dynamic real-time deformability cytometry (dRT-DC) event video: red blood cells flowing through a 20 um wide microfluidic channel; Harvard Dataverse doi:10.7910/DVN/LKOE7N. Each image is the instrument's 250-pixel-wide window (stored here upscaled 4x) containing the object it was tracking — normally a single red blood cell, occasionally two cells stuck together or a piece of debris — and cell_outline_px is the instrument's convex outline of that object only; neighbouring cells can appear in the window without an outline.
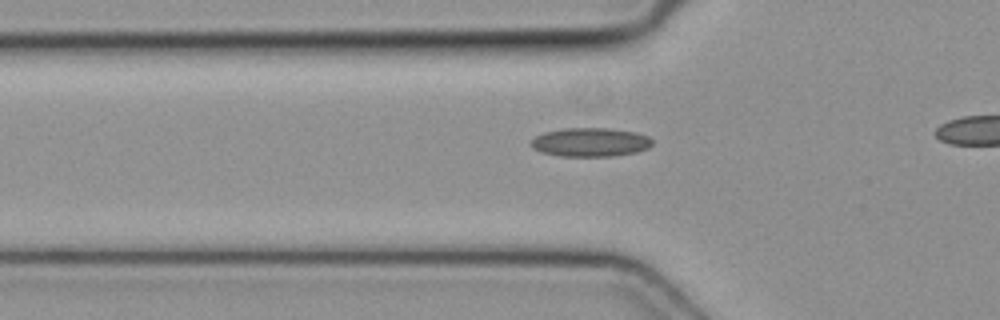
{"species": "common noctule bat (a hibernating species)", "species_latin": "Nyctalus noctula", "temperature_condition": "cold", "stored_images_in_passage": 23, "camera_frame_rate_fps": 3000, "um_per_image_px": 0.085, "animal": {"sex": "female", "body_mass_g": 19.3, "forearm_length_mm": 54.1}, "frame": {"image": 1, "passage_image": 6, "time_ms": 1.667, "image_size_px": [1000, 320], "cell_outline_px": [[652, 144], [648, 148], [636, 152], [612, 156], [560, 156], [544, 152], [532, 148], [532, 140], [536, 136], [544, 132], [564, 128], [608, 128], [636, 132], [648, 136], [652, 140]], "centroid_in_image_um": [50.2, 12.08], "position_along_channel_um": 75.6, "area_um2": 20.23}}
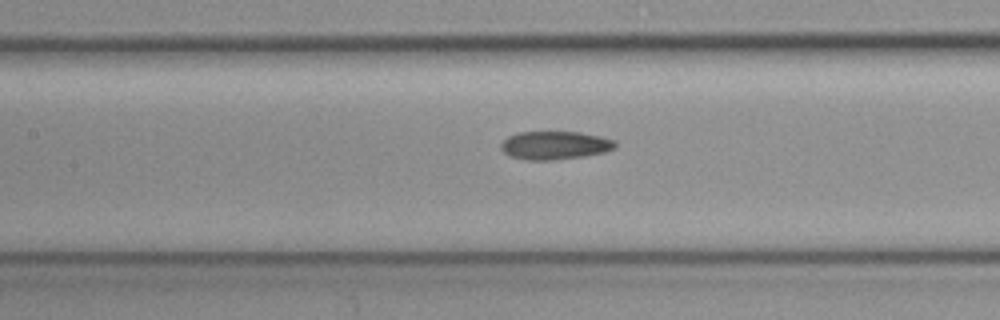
{"frame": {"image": 2, "passage_image": 12, "time_ms": 3.667, "image_size_px": [1000, 320], "cell_outline_px": [[616, 144], [612, 148], [604, 152], [584, 156], [552, 160], [528, 160], [508, 156], [500, 148], [500, 144], [508, 136], [520, 132], [580, 132], [600, 136], [616, 140]], "centroid_in_image_um": [47.13, 12.35], "position_along_channel_um": 160.3, "area_um2": 18.79}}
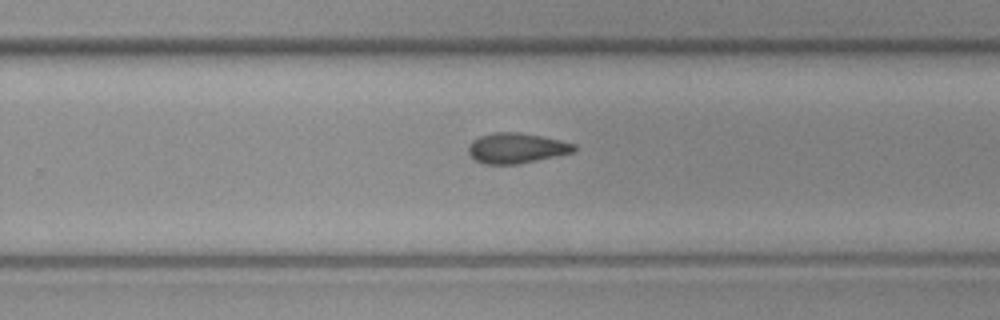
{"frame": {"image": 3, "passage_image": 21, "time_ms": 6.667, "image_size_px": [1000, 320], "cell_outline_px": [[576, 148], [572, 152], [516, 164], [484, 164], [476, 160], [468, 152], [468, 144], [472, 140], [480, 136], [492, 132], [516, 132], [540, 136], [560, 140], [576, 144]], "centroid_in_image_um": [43.85, 12.58], "position_along_channel_um": 286.0, "area_um2": 18.38}}